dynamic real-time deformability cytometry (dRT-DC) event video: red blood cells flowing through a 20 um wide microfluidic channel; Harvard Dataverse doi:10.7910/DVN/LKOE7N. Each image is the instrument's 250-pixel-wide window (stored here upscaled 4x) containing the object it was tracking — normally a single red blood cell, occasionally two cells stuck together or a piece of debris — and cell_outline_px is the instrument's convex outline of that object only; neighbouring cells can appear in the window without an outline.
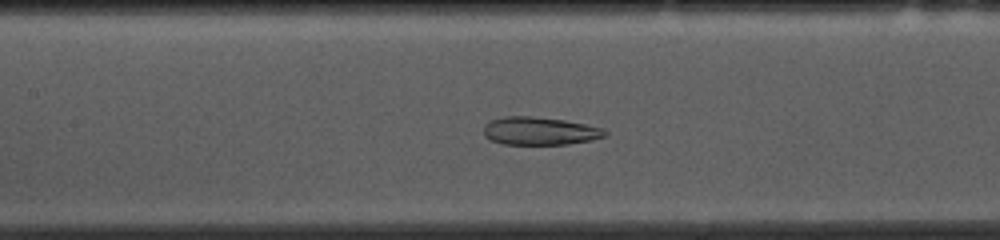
{"species": "common noctule bat (a hibernating species)", "species_latin": "Nyctalus noctula", "temperature_condition": "cold", "stored_images_in_passage": 53, "camera_frame_rate_fps": 3000, "um_per_image_px": 0.085, "animal": {"sex": "female", "body_mass_g": 10.0, "forearm_length_mm": 53.1}, "frame": {"image": 1, "passage_image": 23, "time_ms": 7.333, "image_size_px": [1000, 240], "cell_outline_px": [[608, 132], [604, 136], [592, 140], [568, 144], [504, 144], [492, 140], [484, 136], [484, 124], [492, 120], [504, 116], [528, 116], [564, 120], [604, 128]], "centroid_in_image_um": [45.88, 11.13], "position_along_channel_um": 161.5, "area_um2": 19.65}}
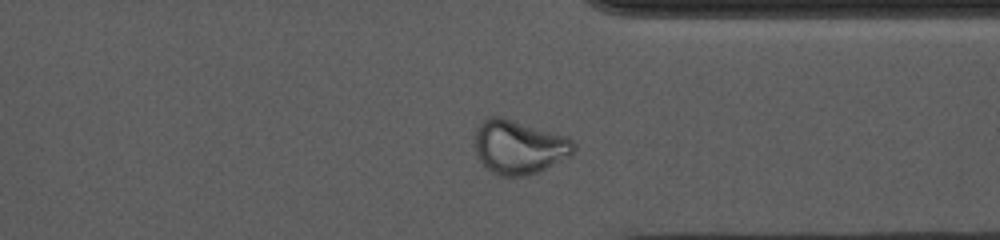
{"frame": {"image": 2, "passage_image": 40, "time_ms": 13.0, "image_size_px": [1000, 240], "cell_outline_px": [[576, 148], [572, 156], [540, 172], [528, 176], [496, 176], [480, 160], [476, 152], [476, 132], [480, 124], [488, 116], [500, 116], [564, 136], [572, 140], [576, 144]], "centroid_in_image_um": [44.15, 12.53], "position_along_channel_um": 367.2, "area_um2": 30.98}}
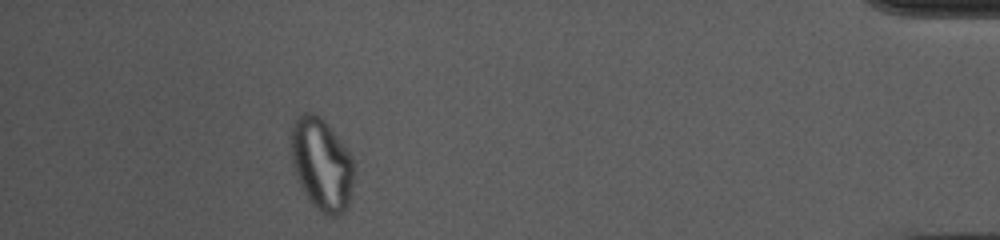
{"frame": {"image": 3, "passage_image": 48, "time_ms": 15.667, "image_size_px": [1000, 240], "cell_outline_px": [[352, 196], [344, 212], [340, 216], [328, 216], [316, 208], [312, 204], [300, 184], [292, 164], [292, 128], [296, 120], [304, 112], [312, 112], [320, 116], [328, 124], [352, 156]], "centroid_in_image_um": [27.36, 13.98], "position_along_channel_um": 407.8, "area_um2": 33.35}, "authors_computed_cell_mechanics": {"area_um2": 26.3568, "velocity_mm_per_s": 3.6849, "shape_relaxation_time_tau1_ms": null, "shape_relaxation_time_tau2_ms": 1.6385, "deformation_change_tau1": null, "deformation_change_tau2": 0.0865}}